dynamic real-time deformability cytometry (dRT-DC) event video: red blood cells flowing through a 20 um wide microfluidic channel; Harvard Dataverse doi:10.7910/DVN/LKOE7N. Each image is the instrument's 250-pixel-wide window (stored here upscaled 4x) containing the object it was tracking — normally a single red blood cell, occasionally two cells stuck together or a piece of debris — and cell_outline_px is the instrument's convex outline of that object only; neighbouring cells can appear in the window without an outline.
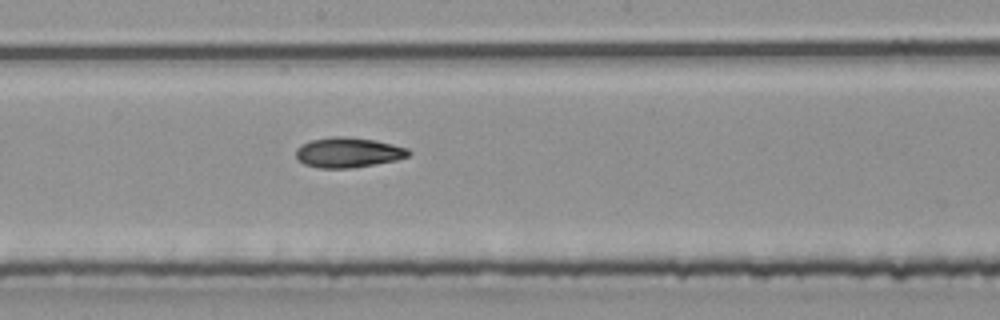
{"species": "common noctule bat (a hibernating species)", "species_latin": "Nyctalus noctula", "temperature_condition": "room temperature", "stored_images_in_passage": 5, "camera_frame_rate_fps": 3000, "um_per_image_px": 0.085, "animal": {"sex": "male", "body_mass_g": 20.4}, "frame": {"image": 1, "passage_image": 5, "time_ms": 1.333, "image_size_px": [1000, 320], "cell_outline_px": [[412, 152], [408, 156], [396, 160], [348, 168], [320, 168], [304, 164], [296, 160], [296, 148], [300, 144], [312, 140], [332, 136], [344, 136], [376, 140], [408, 148]], "centroid_in_image_um": [29.56, 12.95], "position_along_channel_um": 218.6, "area_um2": 19.77}}